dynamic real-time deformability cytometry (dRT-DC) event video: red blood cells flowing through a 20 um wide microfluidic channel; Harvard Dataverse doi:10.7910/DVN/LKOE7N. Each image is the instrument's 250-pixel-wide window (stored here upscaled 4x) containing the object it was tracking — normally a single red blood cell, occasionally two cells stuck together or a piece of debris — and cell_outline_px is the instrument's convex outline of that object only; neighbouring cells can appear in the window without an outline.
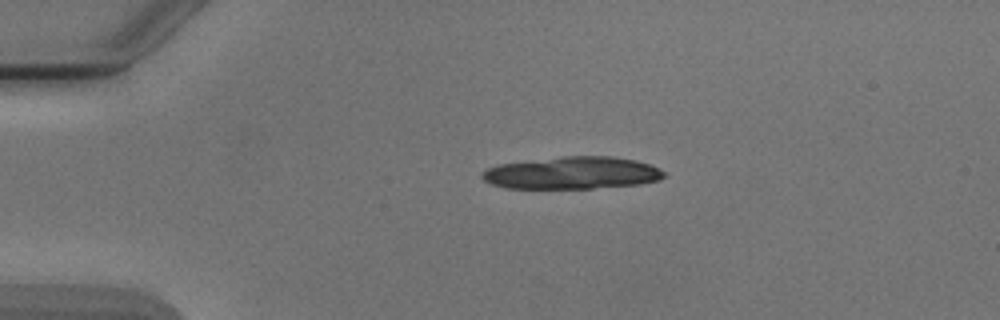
{"species": "Egyptian fruit bat (a non-hibernating species)", "species_latin": "Rousettus aegyptiacus", "temperature_condition": "cold", "stored_images_in_passage": 5, "camera_frame_rate_fps": 3000, "um_per_image_px": 0.085, "animal": {"sex": "male"}, "frame": {"image": 1, "passage_image": 3, "time_ms": 2.333, "image_size_px": [1000, 320], "cell_outline_px": [[664, 176], [660, 180], [640, 184], [592, 188], [504, 188], [492, 184], [484, 180], [480, 176], [480, 172], [488, 168], [500, 164], [560, 156], [612, 156], [636, 160], [660, 168], [664, 172]], "centroid_in_image_um": [48.63, 14.69], "position_along_channel_um": 36.4, "area_um2": 34.33}}
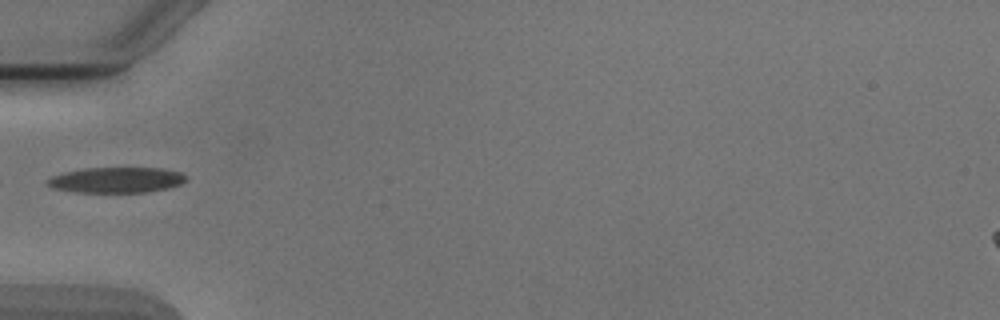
{"frame": {"image": 2, "passage_image": 4, "time_ms": 4.667, "image_size_px": [1000, 320], "cell_outline_px": [[188, 180], [180, 184], [168, 188], [148, 192], [76, 192], [52, 188], [44, 180], [52, 176], [64, 172], [84, 168], [160, 168], [180, 172], [188, 176]], "centroid_in_image_um": [9.9, 15.3], "position_along_channel_um": 75.1, "area_um2": 20.75}}
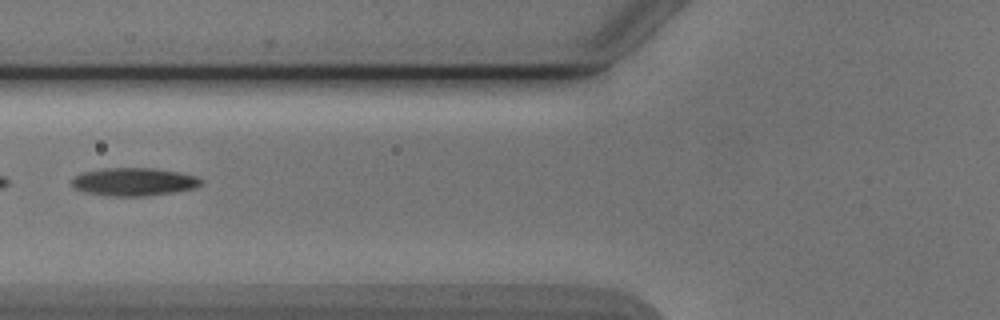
{"frame": {"image": 3, "passage_image": 5, "time_ms": 5.667, "image_size_px": [1000, 320], "cell_outline_px": [[204, 180], [196, 188], [172, 192], [144, 196], [112, 196], [84, 192], [76, 188], [72, 184], [72, 180], [76, 176], [84, 172], [104, 168], [152, 168], [176, 172], [196, 176]], "centroid_in_image_um": [11.39, 15.45], "position_along_channel_um": 114.4, "area_um2": 20.81}}